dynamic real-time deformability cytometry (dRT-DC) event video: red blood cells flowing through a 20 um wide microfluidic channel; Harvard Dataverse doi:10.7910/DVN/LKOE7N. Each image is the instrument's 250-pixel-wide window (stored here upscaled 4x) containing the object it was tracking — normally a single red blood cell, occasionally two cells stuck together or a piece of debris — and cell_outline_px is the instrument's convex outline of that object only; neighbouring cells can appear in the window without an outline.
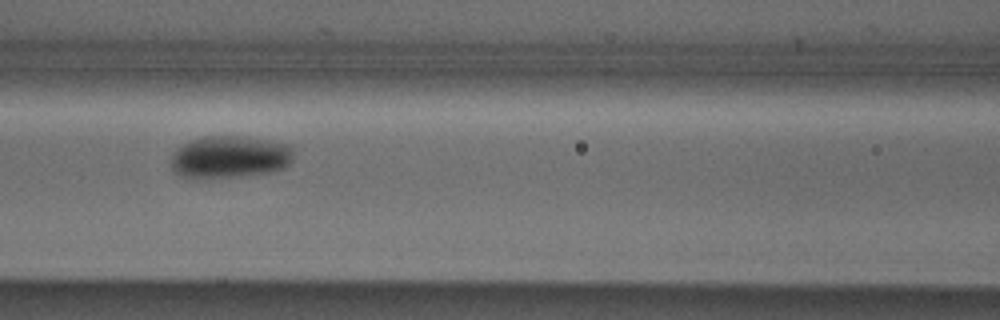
{"species": "Egyptian fruit bat (a non-hibernating species)", "species_latin": "Rousettus aegyptiacus", "temperature_condition": "cold", "stored_images_in_passage": 9, "camera_frame_rate_fps": 3000, "um_per_image_px": 0.085, "animal": {"sex": "male"}, "frame": {"image": 1, "passage_image": 7, "time_ms": 7.667, "image_size_px": [1000, 320], "cell_outline_px": [[296, 152], [292, 160], [284, 168], [268, 172], [240, 176], [192, 180], [180, 176], [172, 172], [172, 156], [176, 148], [192, 140], [204, 136], [240, 136], [268, 140], [288, 144]], "centroid_in_image_um": [19.5, 13.36], "position_along_channel_um": 147.1, "area_um2": 30.69}}
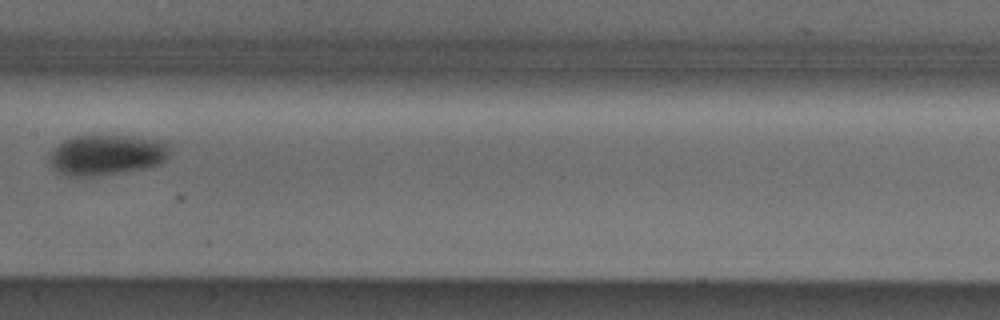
{"frame": {"image": 2, "passage_image": 8, "time_ms": 9.0, "image_size_px": [1000, 320], "cell_outline_px": [[168, 156], [160, 164], [144, 168], [92, 176], [68, 176], [56, 172], [52, 168], [48, 160], [52, 152], [64, 140], [76, 136], [132, 136], [168, 140]], "centroid_in_image_um": [9.08, 13.16], "position_along_channel_um": 198.3, "area_um2": 28.26}}
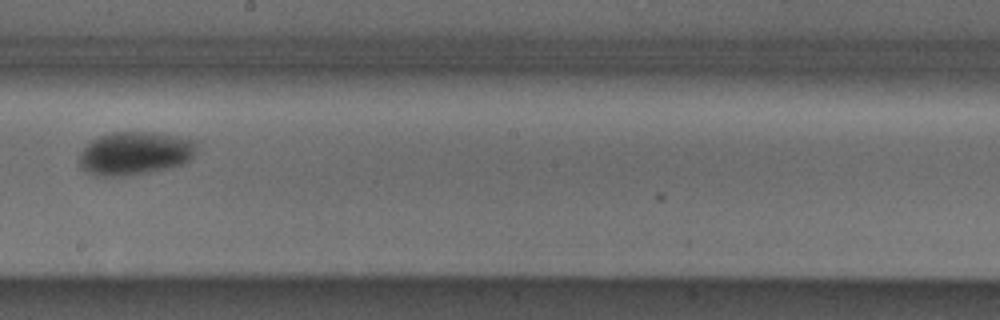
{"frame": {"image": 3, "passage_image": 9, "time_ms": 10.0, "image_size_px": [1000, 320], "cell_outline_px": [[196, 152], [184, 164], [168, 168], [128, 176], [96, 176], [80, 168], [80, 156], [84, 148], [92, 140], [100, 136], [112, 132], [156, 132], [196, 140]], "centroid_in_image_um": [11.49, 13.03], "position_along_channel_um": 236.7, "area_um2": 29.59}}